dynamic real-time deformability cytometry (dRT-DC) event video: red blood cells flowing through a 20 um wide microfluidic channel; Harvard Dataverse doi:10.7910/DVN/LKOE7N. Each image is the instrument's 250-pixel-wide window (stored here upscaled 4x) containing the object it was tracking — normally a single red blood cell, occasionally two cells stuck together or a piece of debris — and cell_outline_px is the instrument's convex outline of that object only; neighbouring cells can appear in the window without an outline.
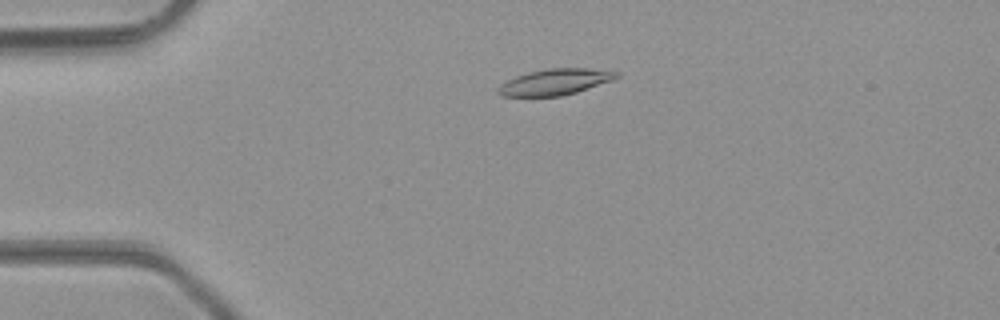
{"species": "common noctule bat (a hibernating species)", "species_latin": "Nyctalus noctula", "temperature_condition": "room temperature", "stored_images_in_passage": 47, "camera_frame_rate_fps": 3000, "um_per_image_px": 0.085, "animal": {"sex": "male", "body_mass_g": 23.1, "forearm_length_mm": 52.7}, "frame": {"image": 1, "passage_image": 10, "time_ms": 3.0, "image_size_px": [1000, 320], "cell_outline_px": [[620, 76], [612, 80], [576, 92], [560, 96], [500, 96], [496, 92], [496, 88], [500, 84], [516, 76], [528, 72], [548, 68], [588, 68], [620, 72]], "centroid_in_image_um": [47.15, 6.96], "position_along_channel_um": 37.8, "area_um2": 17.98}}
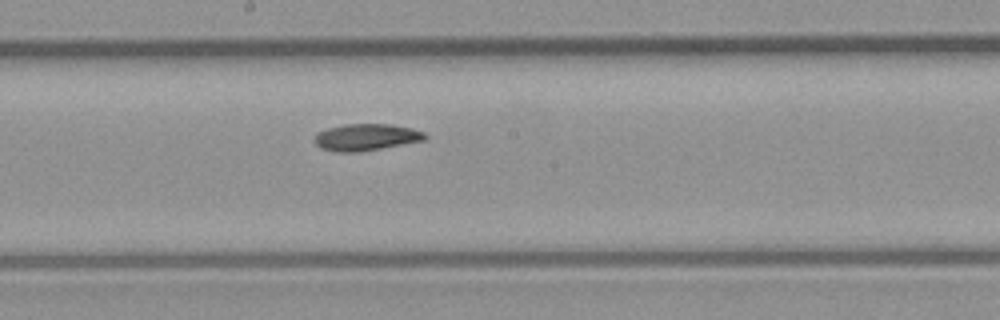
{"frame": {"image": 2, "passage_image": 25, "time_ms": 8.0, "image_size_px": [1000, 320], "cell_outline_px": [[428, 136], [424, 140], [360, 152], [336, 152], [320, 148], [316, 144], [316, 136], [320, 132], [328, 128], [344, 124], [392, 124], [412, 128], [424, 132]], "centroid_in_image_um": [31.15, 11.66], "position_along_channel_um": 217.1, "area_um2": 17.11}}
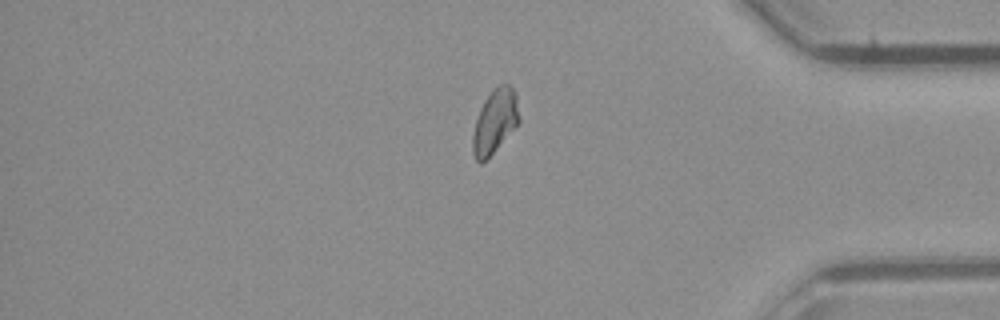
{"frame": {"image": 3, "passage_image": 39, "time_ms": 12.667, "image_size_px": [1000, 320], "cell_outline_px": [[520, 120], [492, 152], [480, 164], [476, 160], [472, 152], [472, 136], [476, 120], [480, 108], [484, 100], [500, 84], [508, 84], [516, 92]], "centroid_in_image_um": [42.05, 10.29], "position_along_channel_um": 393.1, "area_um2": 16.76}, "authors_computed_cell_mechanics": {"area_um2": 17.4556, "velocity_mm_per_s": 4.3209, "shape_relaxation_time_tau1_ms": 8.7585, "shape_relaxation_time_tau2_ms": null, "deformation_change_tau1": 0.1977, "deformation_change_tau2": null}}